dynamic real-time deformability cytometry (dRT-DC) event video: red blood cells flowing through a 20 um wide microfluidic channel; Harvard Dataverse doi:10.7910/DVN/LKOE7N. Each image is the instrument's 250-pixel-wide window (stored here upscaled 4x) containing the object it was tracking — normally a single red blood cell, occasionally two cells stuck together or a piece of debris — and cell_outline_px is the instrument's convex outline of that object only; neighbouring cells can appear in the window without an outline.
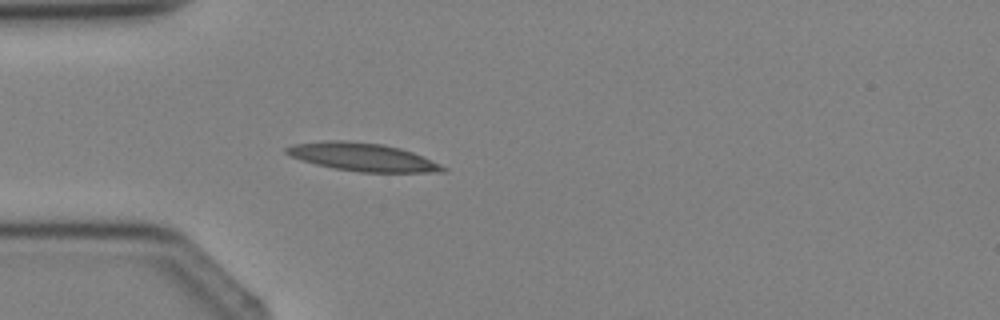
{"species": "Egyptian fruit bat (a non-hibernating species)", "species_latin": "Rousettus aegyptiacus", "temperature_condition": "cold", "stored_images_in_passage": 3, "camera_frame_rate_fps": 3000, "um_per_image_px": 0.085, "animal": {"sex": "female"}, "frame": {"image": 1, "passage_image": 3, "time_ms": 2.333, "image_size_px": [1000, 320], "cell_outline_px": [[448, 172], [360, 172], [332, 168], [316, 164], [288, 156], [284, 152], [284, 148], [292, 144], [324, 140], [348, 140], [384, 144], [400, 148], [424, 156], [448, 168]], "centroid_in_image_um": [30.8, 13.34], "position_along_channel_um": 54.2, "area_um2": 25.95}}